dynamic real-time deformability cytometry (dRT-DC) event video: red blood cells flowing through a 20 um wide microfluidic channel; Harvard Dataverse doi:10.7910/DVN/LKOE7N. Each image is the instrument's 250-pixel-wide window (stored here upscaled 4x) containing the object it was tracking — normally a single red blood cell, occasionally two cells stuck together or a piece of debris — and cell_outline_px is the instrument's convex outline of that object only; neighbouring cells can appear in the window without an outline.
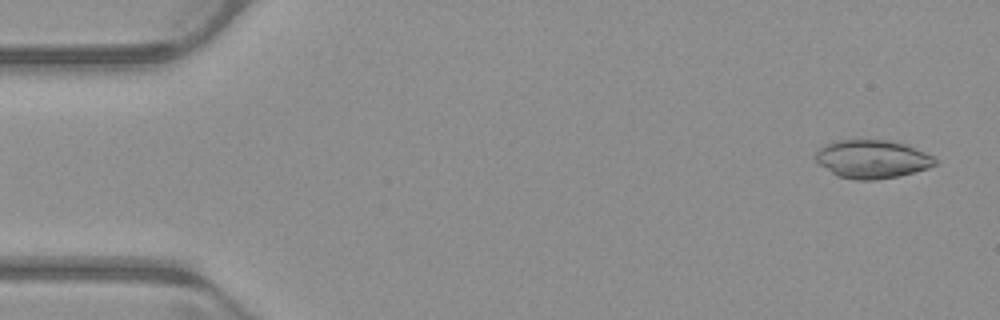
{"species": "common noctule bat (a hibernating species)", "species_latin": "Nyctalus noctula", "temperature_condition": "warm", "stored_images_in_passage": 8, "camera_frame_rate_fps": 3000, "um_per_image_px": 0.085, "animal": {"sex": "male", "body_mass_g": 23.1, "forearm_length_mm": 52.7}, "frame": {"image": 1, "passage_image": 2, "time_ms": 0.333, "image_size_px": [1000, 320], "cell_outline_px": [[940, 160], [936, 164], [928, 168], [900, 176], [876, 180], [852, 180], [836, 176], [820, 164], [816, 160], [816, 152], [824, 144], [836, 140], [888, 140], [904, 144], [924, 152]], "centroid_in_image_um": [74.13, 13.54], "position_along_channel_um": 10.9, "area_um2": 26.76}}